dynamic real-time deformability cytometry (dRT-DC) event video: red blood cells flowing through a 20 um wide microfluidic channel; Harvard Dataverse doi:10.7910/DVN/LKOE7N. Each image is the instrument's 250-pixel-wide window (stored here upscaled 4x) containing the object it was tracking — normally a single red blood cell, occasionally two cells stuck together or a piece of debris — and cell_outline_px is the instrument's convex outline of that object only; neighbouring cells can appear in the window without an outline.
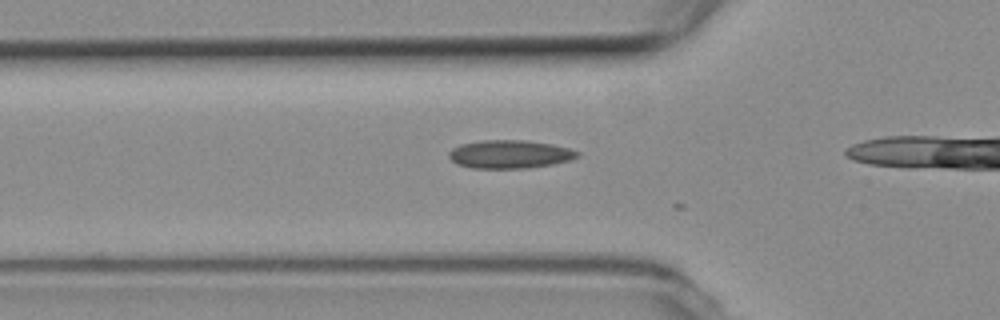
{"species": "common noctule bat (a hibernating species)", "species_latin": "Nyctalus noctula", "temperature_condition": "room temperature", "stored_images_in_passage": 8, "camera_frame_rate_fps": 3000, "um_per_image_px": 0.085, "animal": {"sex": "female", "body_mass_g": 19.3, "forearm_length_mm": 54.1}, "frame": {"image": 1, "passage_image": 7, "time_ms": 2.0, "image_size_px": [1000, 320], "cell_outline_px": [[580, 156], [568, 160], [552, 164], [528, 168], [472, 168], [456, 164], [448, 156], [448, 152], [452, 148], [460, 144], [484, 140], [524, 140], [552, 144], [568, 148], [580, 152]], "centroid_in_image_um": [43.3, 13.11], "position_along_channel_um": 82.5, "area_um2": 21.15}}